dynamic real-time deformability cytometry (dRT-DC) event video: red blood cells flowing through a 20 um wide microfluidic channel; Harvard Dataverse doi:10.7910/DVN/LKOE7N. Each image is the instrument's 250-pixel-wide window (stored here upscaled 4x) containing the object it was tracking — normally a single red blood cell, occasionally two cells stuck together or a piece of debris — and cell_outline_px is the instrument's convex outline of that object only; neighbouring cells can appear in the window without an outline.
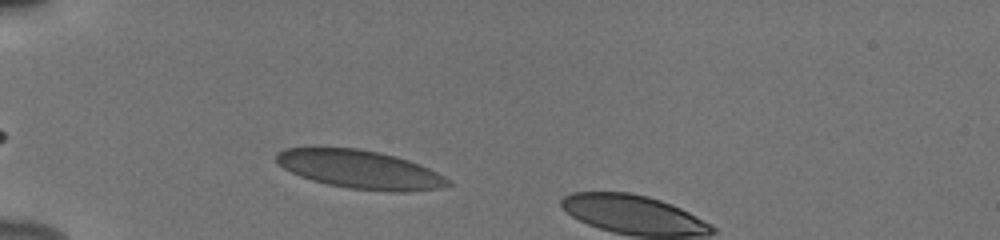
{"species": "human", "species_latin": "Homo sapiens", "temperature_condition": "cold", "stored_images_in_passage": 10, "camera_frame_rate_fps": 3000, "um_per_image_px": 0.085, "donor": {"sex": "male"}, "frame": {"image": 1, "passage_image": 4, "time_ms": 1.0, "image_size_px": [1000, 240], "cell_outline_px": [[452, 184], [440, 188], [408, 192], [392, 192], [348, 188], [328, 184], [312, 180], [300, 176], [276, 164], [276, 152], [284, 148], [312, 144], [356, 148], [380, 152], [396, 156], [420, 164], [452, 180]], "centroid_in_image_um": [30.52, 14.36], "position_along_channel_um": 54.5, "area_um2": 39.54}}
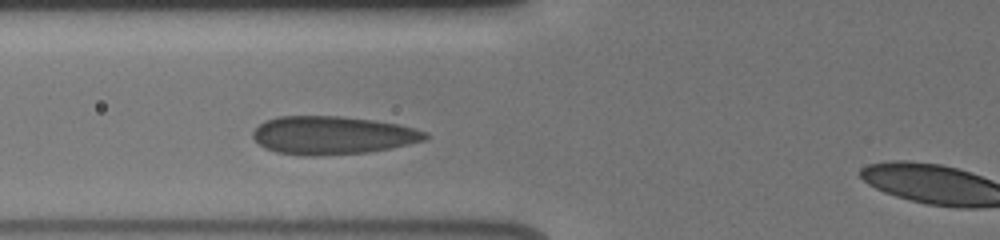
{"frame": {"image": 2, "passage_image": 9, "time_ms": 2.667, "image_size_px": [1000, 240], "cell_outline_px": [[428, 136], [424, 140], [408, 144], [368, 152], [320, 156], [304, 156], [276, 152], [264, 148], [252, 136], [252, 132], [264, 120], [280, 116], [340, 116], [372, 120], [400, 124], [428, 132]], "centroid_in_image_um": [28.24, 11.5], "position_along_channel_um": 97.6, "area_um2": 38.38}}